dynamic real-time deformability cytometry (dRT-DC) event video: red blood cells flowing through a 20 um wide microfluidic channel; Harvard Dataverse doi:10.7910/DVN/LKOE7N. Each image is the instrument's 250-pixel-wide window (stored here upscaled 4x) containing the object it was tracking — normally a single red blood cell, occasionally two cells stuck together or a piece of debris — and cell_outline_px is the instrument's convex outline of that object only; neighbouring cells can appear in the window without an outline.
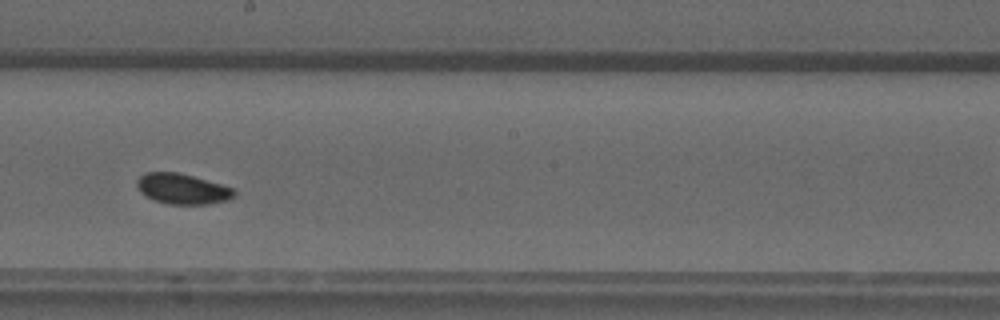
{"species": "common noctule bat (a hibernating species)", "species_latin": "Nyctalus noctula", "temperature_condition": "warm", "stored_images_in_passage": 29, "camera_frame_rate_fps": 3000, "um_per_image_px": 0.085, "animal": {"sex": "male", "forearm_length_mm": 52.5}, "frame": {"image": 1, "passage_image": 16, "time_ms": 5.0, "image_size_px": [1000, 320], "cell_outline_px": [[236, 196], [228, 200], [208, 204], [168, 204], [156, 200], [140, 192], [136, 188], [136, 180], [144, 172], [180, 172], [236, 188]], "centroid_in_image_um": [15.54, 16.04], "position_along_channel_um": 232.7, "area_um2": 17.51}, "authors_computed_cell_mechanics": {"area_um2": 17.2822, "velocity_mm_per_s": 3.9098, "shape_relaxation_time_tau1_ms": 4.8685, "shape_relaxation_time_tau2_ms": null, "deformation_change_tau1": 0.0669, "deformation_change_tau2": null}}